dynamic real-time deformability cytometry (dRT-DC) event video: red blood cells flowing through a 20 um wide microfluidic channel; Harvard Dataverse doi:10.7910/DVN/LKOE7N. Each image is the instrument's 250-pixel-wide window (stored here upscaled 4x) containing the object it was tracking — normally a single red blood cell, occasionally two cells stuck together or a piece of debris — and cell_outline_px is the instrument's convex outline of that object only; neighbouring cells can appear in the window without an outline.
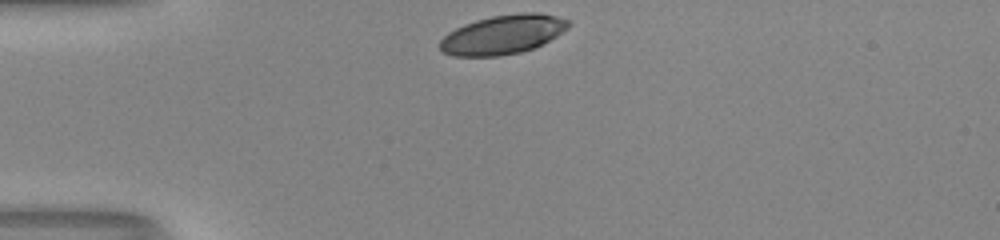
{"species": "human", "species_latin": "Homo sapiens", "temperature_condition": "room temperature", "stored_images_in_passage": 29, "camera_frame_rate_fps": 3000, "um_per_image_px": 0.085, "donor": {"sex": "male"}, "frame": {"image": 1, "passage_image": 1, "time_ms": 0.0, "image_size_px": [1000, 240], "cell_outline_px": [[568, 28], [556, 36], [532, 48], [520, 52], [500, 56], [452, 56], [444, 52], [440, 48], [440, 40], [448, 32], [464, 24], [476, 20], [492, 16], [520, 12], [540, 12], [556, 16], [568, 20]], "centroid_in_image_um": [42.72, 2.93], "position_along_channel_um": 42.3, "area_um2": 29.13}}
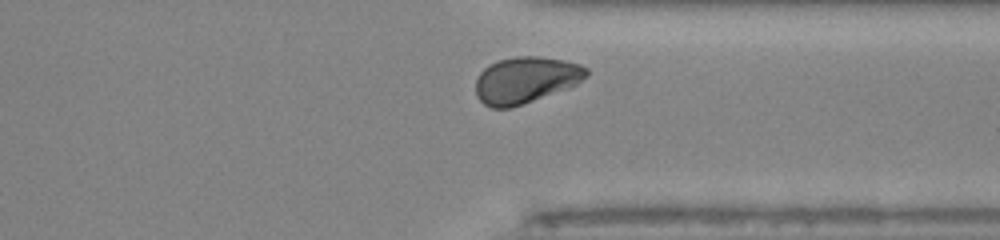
{"frame": {"image": 2, "passage_image": 27, "time_ms": 8.667, "image_size_px": [1000, 240], "cell_outline_px": [[588, 76], [576, 84], [568, 88], [524, 104], [512, 108], [492, 108], [484, 104], [476, 96], [476, 80], [480, 72], [488, 64], [500, 60], [516, 56], [536, 56], [564, 60], [580, 64], [588, 68]], "centroid_in_image_um": [44.68, 6.8], "position_along_channel_um": 366.7, "area_um2": 30.11}, "authors_computed_cell_mechanics": {"area_um2": 29.9982, "velocity_mm_per_s": 4.1245, "shape_relaxation_time_tau1_ms": 3.4779, "shape_relaxation_time_tau2_ms": 1.449, "deformation_change_tau1": 0.1302, "deformation_change_tau2": 0.0368}}